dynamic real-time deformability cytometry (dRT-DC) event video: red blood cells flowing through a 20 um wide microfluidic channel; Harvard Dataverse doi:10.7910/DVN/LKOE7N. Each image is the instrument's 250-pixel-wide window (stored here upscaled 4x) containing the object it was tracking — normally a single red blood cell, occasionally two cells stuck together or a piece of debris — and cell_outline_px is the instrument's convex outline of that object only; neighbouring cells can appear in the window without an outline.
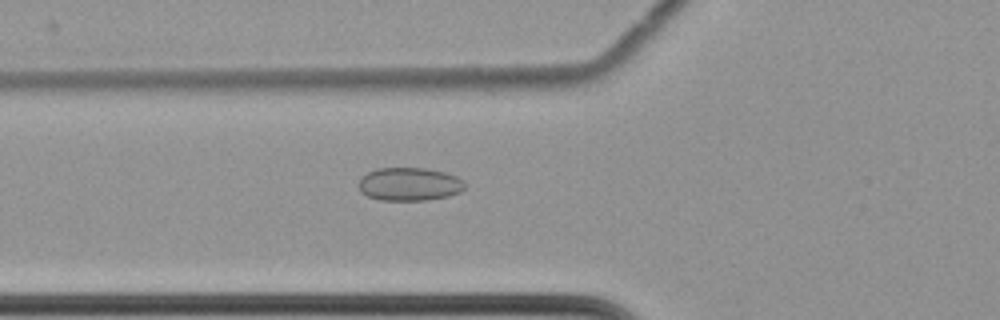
{"species": "common noctule bat (a hibernating species)", "species_latin": "Nyctalus noctula", "temperature_condition": "cold", "stored_images_in_passage": 60, "camera_frame_rate_fps": 3000, "um_per_image_px": 0.085, "animal": {"sex": "female", "body_mass_g": 22.7, "forearm_length_mm": 54.2}, "frame": {"image": 1, "passage_image": 23, "time_ms": 7.333, "image_size_px": [1000, 320], "cell_outline_px": [[464, 188], [460, 192], [448, 196], [428, 200], [380, 200], [368, 196], [360, 192], [360, 176], [376, 168], [424, 168], [444, 172], [456, 176], [464, 180]], "centroid_in_image_um": [34.79, 15.65], "position_along_channel_um": 91.0, "area_um2": 20.58}}
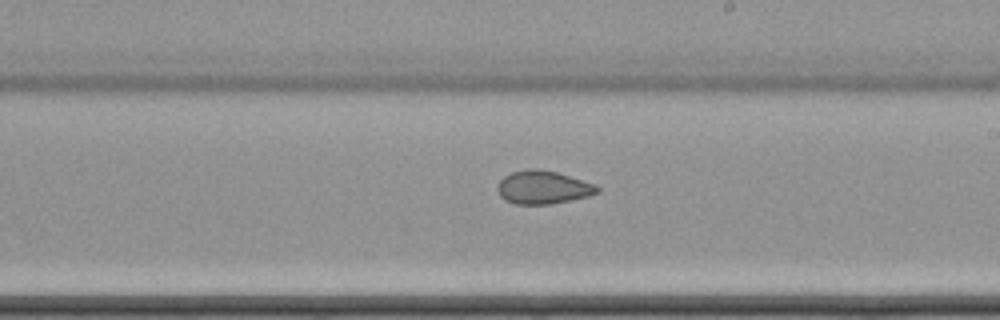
{"frame": {"image": 2, "passage_image": 36, "time_ms": 11.667, "image_size_px": [1000, 320], "cell_outline_px": [[600, 192], [588, 196], [552, 204], [516, 204], [504, 200], [500, 196], [496, 188], [496, 184], [504, 176], [512, 172], [528, 168], [536, 168], [556, 172], [596, 184], [600, 188]], "centroid_in_image_um": [46.14, 15.92], "position_along_channel_um": 242.9, "area_um2": 19.48}}
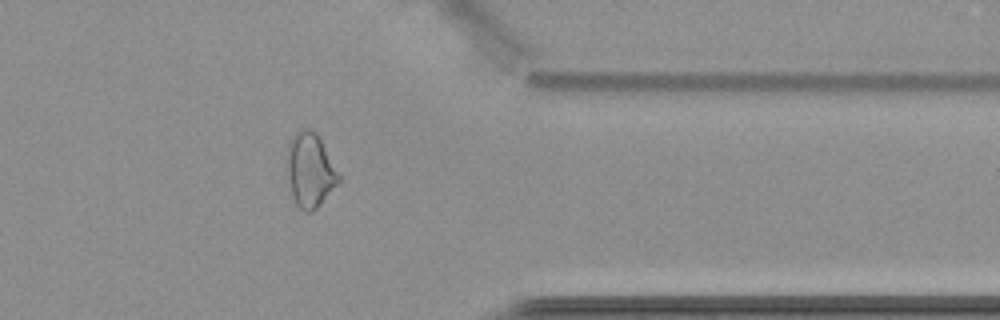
{"frame": {"image": 3, "passage_image": 49, "time_ms": 16.0, "image_size_px": [1000, 320], "cell_outline_px": [[340, 180], [320, 204], [312, 212], [304, 212], [296, 204], [292, 196], [284, 160], [284, 156], [288, 140], [300, 128], [312, 128], [316, 132], [340, 176]], "centroid_in_image_um": [26.28, 14.42], "position_along_channel_um": 385.1, "area_um2": 22.66}, "authors_computed_cell_mechanics": {"area_um2": 23.1489, "velocity_mm_per_s": 3.5002, "shape_relaxation_time_tau1_ms": null, "shape_relaxation_time_tau2_ms": 2.4087, "deformation_change_tau1": null, "deformation_change_tau2": 0.072}}